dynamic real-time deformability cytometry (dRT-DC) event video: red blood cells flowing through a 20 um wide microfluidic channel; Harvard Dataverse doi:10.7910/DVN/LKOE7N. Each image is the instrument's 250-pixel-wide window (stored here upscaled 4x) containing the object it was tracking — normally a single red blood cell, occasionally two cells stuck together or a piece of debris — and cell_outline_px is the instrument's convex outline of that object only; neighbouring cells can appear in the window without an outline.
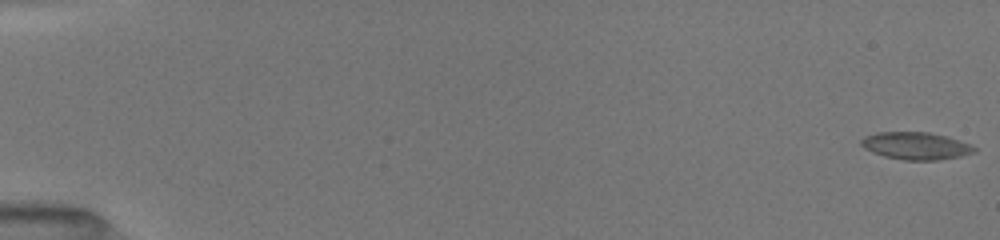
{"species": "common noctule bat (a hibernating species)", "species_latin": "Nyctalus noctula", "temperature_condition": "room temperature", "stored_images_in_passage": 53, "camera_frame_rate_fps": 3000, "um_per_image_px": 0.085, "animal": {"sex": "female", "body_mass_g": 19.5, "forearm_length_mm": 54.1}, "frame": {"image": 1, "passage_image": 1, "time_ms": 0.0, "image_size_px": [1000, 240], "cell_outline_px": [[976, 152], [960, 156], [940, 160], [904, 160], [884, 156], [872, 152], [864, 148], [860, 144], [860, 140], [864, 136], [876, 132], [928, 132], [948, 136], [968, 144], [976, 148]], "centroid_in_image_um": [77.82, 12.39], "position_along_channel_um": 7.2, "area_um2": 18.09}}
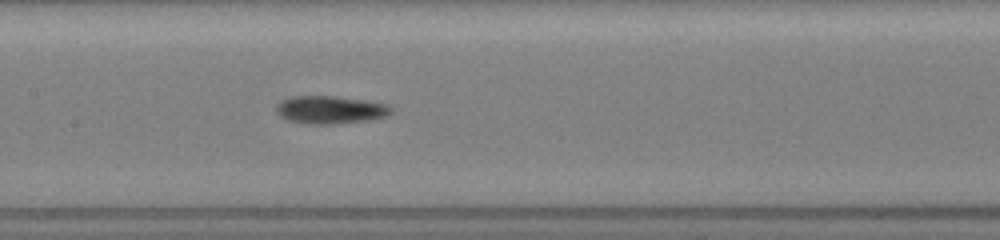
{"frame": {"image": 2, "passage_image": 27, "time_ms": 8.667, "image_size_px": [1000, 240], "cell_outline_px": [[392, 112], [388, 116], [372, 120], [336, 124], [308, 124], [288, 120], [280, 116], [276, 112], [276, 104], [280, 100], [292, 96], [336, 96], [368, 100], [388, 104], [392, 108]], "centroid_in_image_um": [28.1, 9.33], "position_along_channel_um": 179.3, "area_um2": 19.07}}
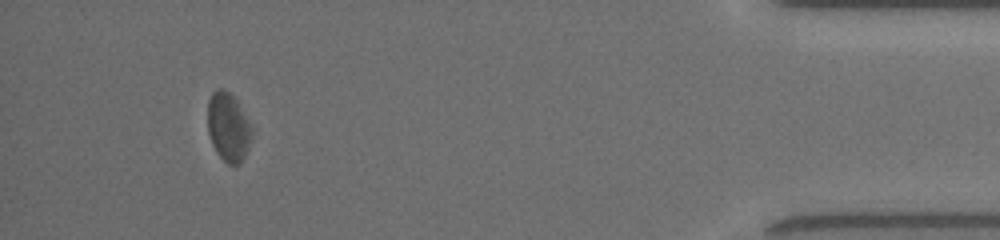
{"frame": {"image": 3, "passage_image": 49, "time_ms": 16.0, "image_size_px": [1000, 240], "cell_outline_px": [[252, 136], [244, 160], [240, 164], [228, 164], [216, 152], [212, 144], [208, 132], [208, 100], [212, 92], [216, 88], [224, 88], [236, 100], [252, 132]], "centroid_in_image_um": [19.37, 10.82], "position_along_channel_um": 415.8, "area_um2": 17.4}, "authors_computed_cell_mechanics": {"area_um2": 17.5134, "velocity_mm_per_s": 3.9983, "shape_relaxation_time_tau1_ms": 3.3498, "shape_relaxation_time_tau2_ms": 3.5286, "deformation_change_tau1": 0.1179, "deformation_change_tau2": 0.1093}}